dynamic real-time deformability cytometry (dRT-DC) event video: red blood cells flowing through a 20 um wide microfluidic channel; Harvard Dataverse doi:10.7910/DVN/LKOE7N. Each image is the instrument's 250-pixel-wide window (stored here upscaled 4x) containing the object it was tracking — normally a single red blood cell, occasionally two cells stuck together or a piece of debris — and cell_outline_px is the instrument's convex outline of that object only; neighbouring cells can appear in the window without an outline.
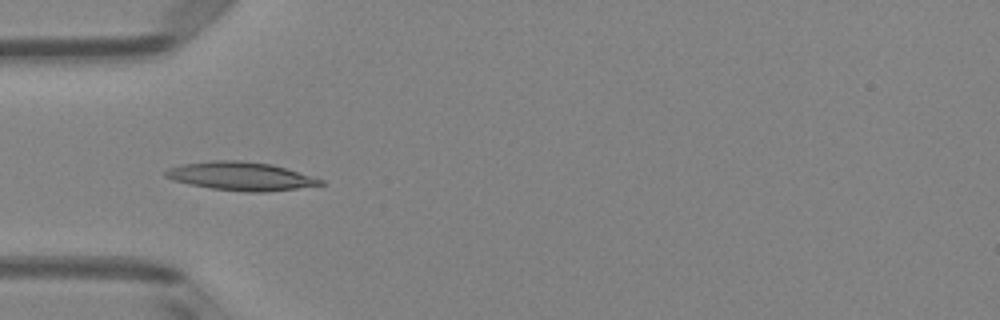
{"species": "Egyptian fruit bat (a non-hibernating species)", "species_latin": "Rousettus aegyptiacus", "temperature_condition": "room temperature", "stored_images_in_passage": 50, "camera_frame_rate_fps": 3000, "um_per_image_px": 0.085, "animal": {"sex": "female"}, "frame": {"image": 1, "passage_image": 15, "time_ms": 4.667, "image_size_px": [1000, 320], "cell_outline_px": [[324, 184], [296, 188], [264, 192], [244, 192], [212, 188], [188, 184], [172, 180], [164, 176], [164, 172], [168, 168], [180, 164], [212, 160], [240, 160], [272, 164], [324, 180]], "centroid_in_image_um": [20.4, 14.97], "position_along_channel_um": 64.6, "area_um2": 25.61}}
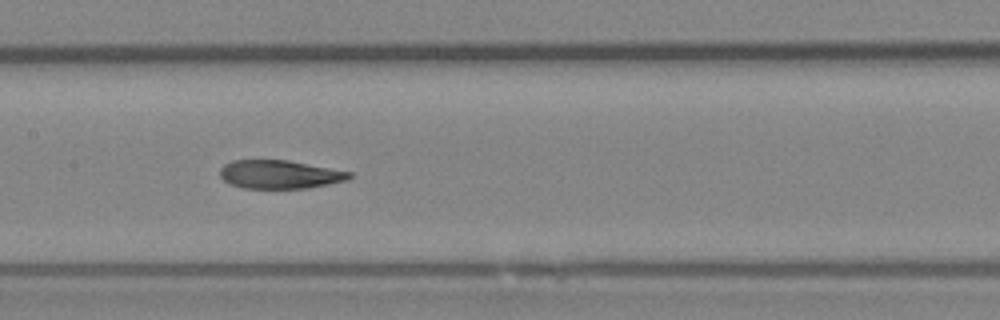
{"frame": {"image": 2, "passage_image": 24, "time_ms": 7.667, "image_size_px": [1000, 320], "cell_outline_px": [[352, 176], [348, 180], [308, 188], [244, 188], [228, 184], [220, 176], [220, 168], [224, 164], [232, 160], [288, 160], [352, 172]], "centroid_in_image_um": [23.76, 14.82], "position_along_channel_um": 183.6, "area_um2": 21.5}}
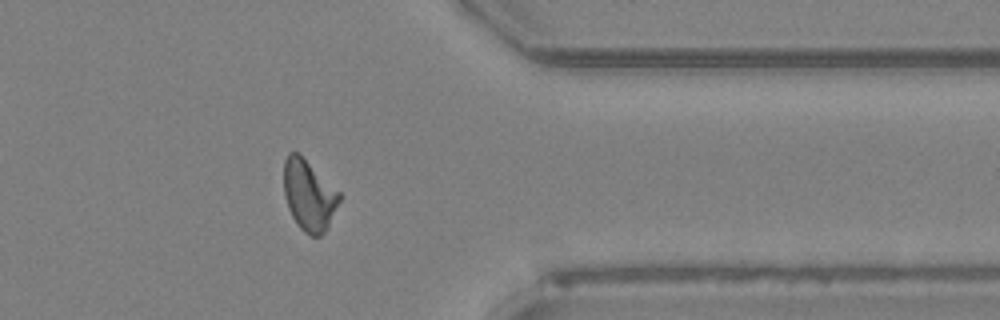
{"frame": {"image": 3, "passage_image": 40, "time_ms": 13.0, "image_size_px": [1000, 320], "cell_outline_px": [[344, 196], [324, 232], [320, 236], [312, 236], [304, 232], [296, 224], [288, 208], [284, 196], [284, 160], [288, 152], [300, 152]], "centroid_in_image_um": [26.27, 16.56], "position_along_channel_um": 385.1, "area_um2": 23.35}, "authors_computed_cell_mechanics": {"area_um2": 22.8021, "velocity_mm_per_s": 4.0097, "shape_relaxation_time_tau1_ms": 9.7982, "shape_relaxation_time_tau2_ms": 2.912, "deformation_change_tau1": 0.2635, "deformation_change_tau2": 0.0936}}